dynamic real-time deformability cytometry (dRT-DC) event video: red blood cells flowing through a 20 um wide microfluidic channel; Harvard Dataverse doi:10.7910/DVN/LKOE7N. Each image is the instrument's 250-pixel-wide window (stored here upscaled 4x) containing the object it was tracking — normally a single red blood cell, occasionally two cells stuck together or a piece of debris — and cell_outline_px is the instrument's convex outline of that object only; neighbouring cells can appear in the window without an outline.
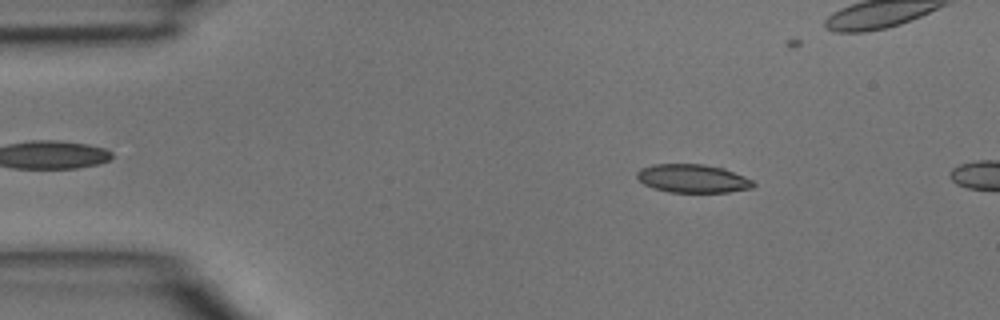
{"species": "common noctule bat (a hibernating species)", "species_latin": "Nyctalus noctula", "temperature_condition": "room temperature", "stored_images_in_passage": 5, "camera_frame_rate_fps": 3000, "um_per_image_px": 0.085, "animal": {"sex": "male", "body_mass_g": 15.6}, "frame": {"image": 1, "passage_image": 2, "time_ms": 0.333, "image_size_px": [1000, 320], "cell_outline_px": [[756, 184], [752, 188], [728, 192], [668, 192], [652, 188], [644, 184], [636, 176], [636, 172], [640, 168], [652, 164], [704, 164], [724, 168], [744, 176], [752, 180]], "centroid_in_image_um": [58.86, 15.17], "position_along_channel_um": 26.1, "area_um2": 19.36}}